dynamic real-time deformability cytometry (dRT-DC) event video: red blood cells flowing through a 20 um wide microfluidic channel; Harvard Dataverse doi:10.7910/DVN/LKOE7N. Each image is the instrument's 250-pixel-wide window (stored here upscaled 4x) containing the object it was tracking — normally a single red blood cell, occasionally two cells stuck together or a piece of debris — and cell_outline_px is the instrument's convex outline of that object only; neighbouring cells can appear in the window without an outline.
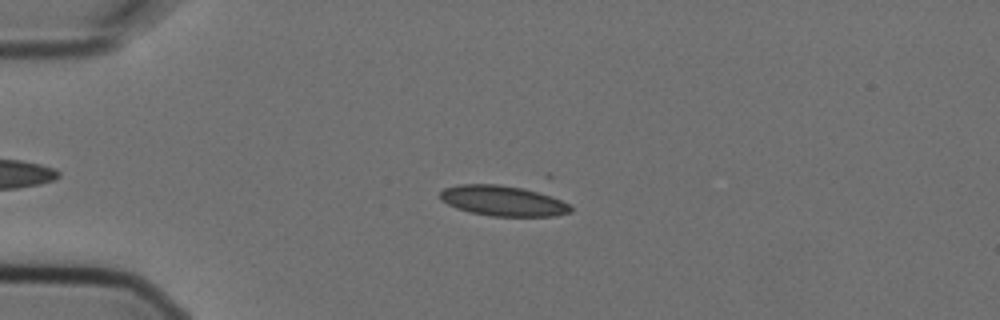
{"species": "Egyptian fruit bat (a non-hibernating species)", "species_latin": "Rousettus aegyptiacus", "temperature_condition": "cold", "stored_images_in_passage": 6, "camera_frame_rate_fps": 3000, "um_per_image_px": 0.085, "animal": {"sex": "female"}, "frame": {"image": 1, "passage_image": 4, "time_ms": 1.0, "image_size_px": [1000, 320], "cell_outline_px": [[572, 212], [556, 216], [492, 216], [468, 212], [456, 208], [440, 200], [440, 192], [444, 188], [460, 184], [496, 184], [524, 188], [552, 196], [568, 204], [572, 208]], "centroid_in_image_um": [42.73, 17.07], "position_along_channel_um": 42.3, "area_um2": 23.12}}
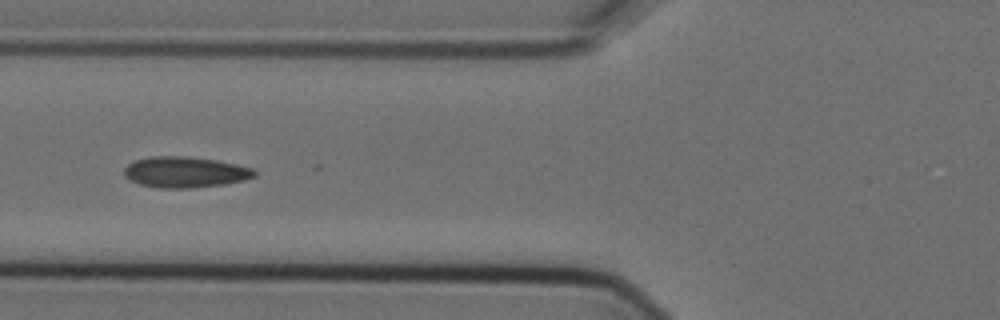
{"frame": {"image": 2, "passage_image": 6, "time_ms": 1.667, "image_size_px": [1000, 320], "cell_outline_px": [[256, 176], [244, 180], [224, 184], [188, 188], [156, 188], [140, 184], [128, 180], [124, 176], [124, 168], [128, 164], [136, 160], [152, 156], [184, 156], [216, 160], [236, 164], [252, 168], [256, 172]], "centroid_in_image_um": [15.71, 14.63], "position_along_channel_um": 110.1, "area_um2": 23.47}}